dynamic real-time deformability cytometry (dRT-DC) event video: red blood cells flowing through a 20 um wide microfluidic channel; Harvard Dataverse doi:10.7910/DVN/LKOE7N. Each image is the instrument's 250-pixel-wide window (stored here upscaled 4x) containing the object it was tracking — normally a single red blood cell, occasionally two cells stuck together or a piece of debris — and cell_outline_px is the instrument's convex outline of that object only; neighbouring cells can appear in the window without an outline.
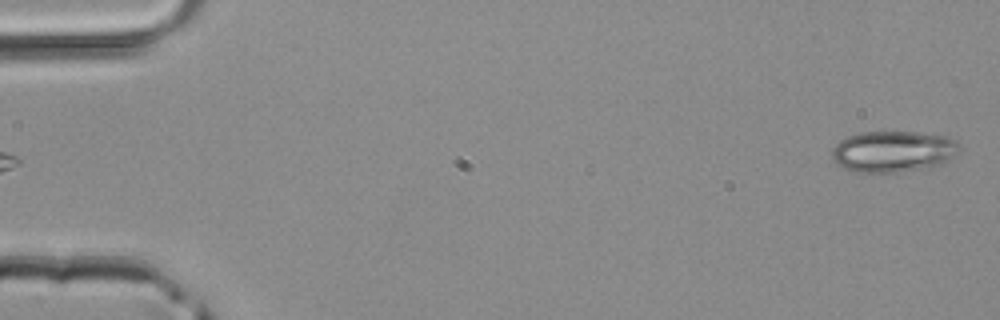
{"species": "common noctule bat (a hibernating species)", "species_latin": "Nyctalus noctula", "temperature_condition": "room temperature", "stored_images_in_passage": 3, "camera_frame_rate_fps": 3000, "um_per_image_px": 0.085, "animal": {"sex": "male", "body_mass_g": 20.4}, "frame": {"image": 1, "passage_image": 1, "time_ms": 0.0, "image_size_px": [1000, 320], "cell_outline_px": [[960, 148], [944, 164], [896, 172], [856, 172], [844, 168], [836, 164], [832, 160], [832, 148], [840, 140], [848, 136], [860, 132], [916, 132], [944, 136], [952, 140]], "centroid_in_image_um": [75.84, 12.87], "position_along_channel_um": 9.2, "area_um2": 30.29}}